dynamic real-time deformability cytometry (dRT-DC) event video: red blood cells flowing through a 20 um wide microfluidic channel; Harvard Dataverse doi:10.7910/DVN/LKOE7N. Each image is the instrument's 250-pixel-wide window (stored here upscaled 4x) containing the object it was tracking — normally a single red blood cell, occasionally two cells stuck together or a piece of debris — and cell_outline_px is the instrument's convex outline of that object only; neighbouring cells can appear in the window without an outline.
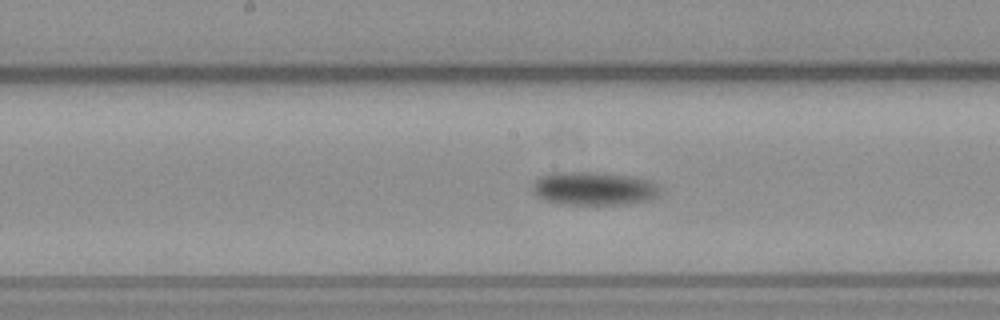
{"species": "common noctule bat (a hibernating species)", "species_latin": "Nyctalus noctula", "temperature_condition": "warm", "stored_images_in_passage": 22, "camera_frame_rate_fps": 3000, "um_per_image_px": 0.085, "animal": {"sex": "male", "body_mass_g": 23.1, "forearm_length_mm": 52.7}, "frame": {"image": 1, "passage_image": 7, "time_ms": 2.0, "image_size_px": [1000, 320], "cell_outline_px": [[660, 192], [652, 200], [628, 204], [560, 204], [544, 200], [536, 196], [532, 192], [532, 184], [540, 176], [552, 172], [596, 172], [636, 176], [652, 180], [660, 188]], "centroid_in_image_um": [50.49, 16.02], "position_along_channel_um": 197.7, "area_um2": 25.32}}
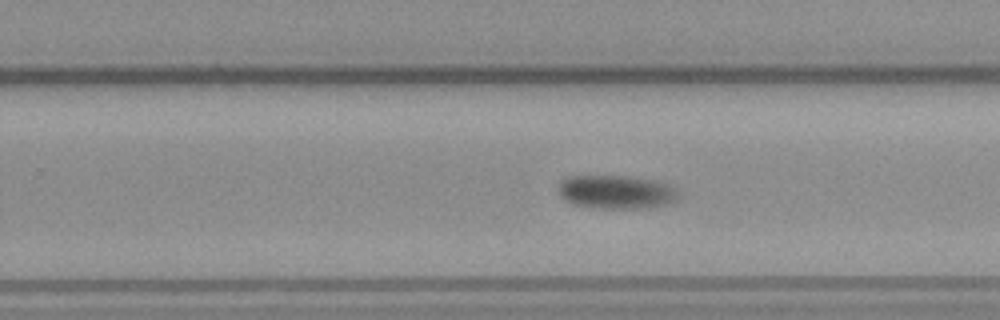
{"frame": {"image": 2, "passage_image": 13, "time_ms": 4.0, "image_size_px": [1000, 320], "cell_outline_px": [[676, 200], [668, 204], [644, 208], [592, 208], [576, 204], [564, 200], [560, 196], [556, 188], [560, 180], [568, 176], [628, 176], [656, 180], [668, 184], [676, 192]], "centroid_in_image_um": [52.3, 16.31], "position_along_channel_um": 277.5, "area_um2": 23.58}}
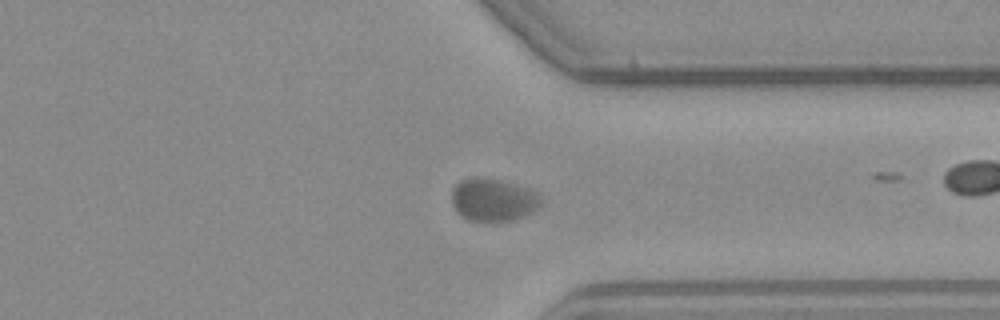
{"frame": {"image": 3, "passage_image": 20, "time_ms": 6.333, "image_size_px": [1000, 320], "cell_outline_px": [[544, 204], [532, 212], [524, 216], [512, 220], [492, 224], [468, 220], [460, 216], [456, 212], [452, 204], [452, 188], [460, 180], [468, 176], [484, 176], [504, 180], [532, 188], [540, 192], [544, 200]], "centroid_in_image_um": [41.96, 16.98], "position_along_channel_um": 369.4, "area_um2": 23.81}}